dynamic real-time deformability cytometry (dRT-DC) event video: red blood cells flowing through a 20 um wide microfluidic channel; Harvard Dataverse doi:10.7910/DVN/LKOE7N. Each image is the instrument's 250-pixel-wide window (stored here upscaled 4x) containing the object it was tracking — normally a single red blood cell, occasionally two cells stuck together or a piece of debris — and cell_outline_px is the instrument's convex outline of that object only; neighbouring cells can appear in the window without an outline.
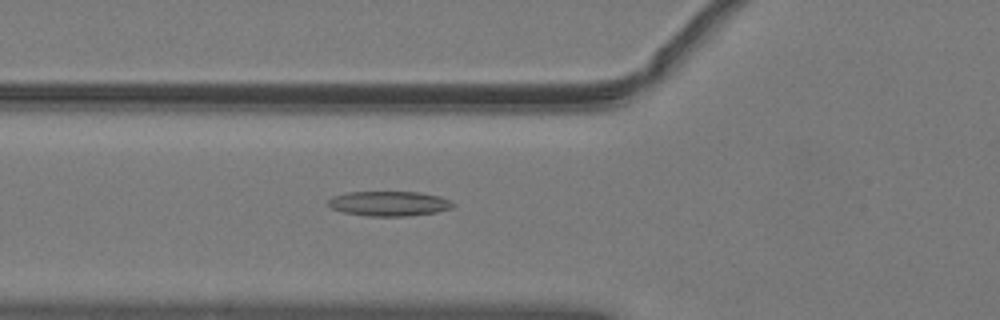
{"species": "common noctule bat (a hibernating species)", "species_latin": "Nyctalus noctula", "temperature_condition": "warm", "stored_images_in_passage": 47, "camera_frame_rate_fps": 3000, "um_per_image_px": 0.085, "animal": {"sex": "male", "body_mass_g": 19.2, "forearm_length_mm": 51.8}, "frame": {"image": 1, "passage_image": 14, "time_ms": 4.333, "image_size_px": [1000, 320], "cell_outline_px": [[456, 204], [452, 208], [436, 212], [408, 216], [364, 216], [344, 212], [332, 208], [328, 204], [328, 200], [332, 196], [348, 192], [420, 192], [440, 196], [452, 200]], "centroid_in_image_um": [33.11, 17.3], "position_along_channel_um": 92.7, "area_um2": 18.21}}
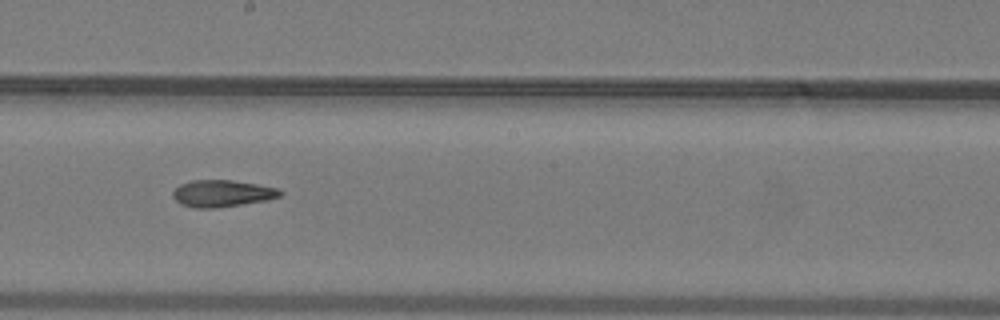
{"frame": {"image": 2, "passage_image": 24, "time_ms": 7.667, "image_size_px": [1000, 320], "cell_outline_px": [[284, 192], [280, 196], [268, 200], [216, 208], [196, 208], [180, 204], [172, 196], [172, 192], [180, 184], [192, 180], [232, 180], [256, 184], [276, 188]], "centroid_in_image_um": [18.87, 16.44], "position_along_channel_um": 229.3, "area_um2": 16.76}}
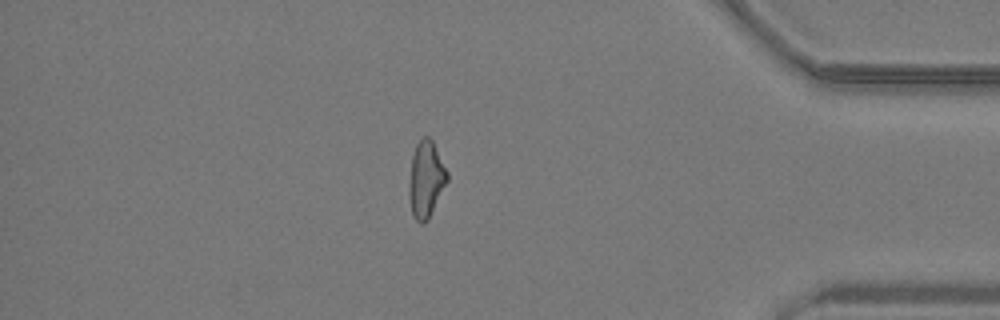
{"frame": {"image": 3, "passage_image": 39, "time_ms": 12.667, "image_size_px": [1000, 320], "cell_outline_px": [[448, 180], [428, 220], [424, 224], [420, 224], [412, 216], [408, 196], [408, 184], [412, 156], [416, 144], [424, 136], [428, 136], [432, 140], [448, 172]], "centroid_in_image_um": [36.19, 15.28], "position_along_channel_um": 399.0, "area_um2": 17.17}, "authors_computed_cell_mechanics": {"area_um2": 17.1666, "velocity_mm_per_s": 4.0711, "shape_relaxation_time_tau1_ms": null, "shape_relaxation_time_tau2_ms": 7.5724, "deformation_change_tau1": null, "deformation_change_tau2": 0.1872}}